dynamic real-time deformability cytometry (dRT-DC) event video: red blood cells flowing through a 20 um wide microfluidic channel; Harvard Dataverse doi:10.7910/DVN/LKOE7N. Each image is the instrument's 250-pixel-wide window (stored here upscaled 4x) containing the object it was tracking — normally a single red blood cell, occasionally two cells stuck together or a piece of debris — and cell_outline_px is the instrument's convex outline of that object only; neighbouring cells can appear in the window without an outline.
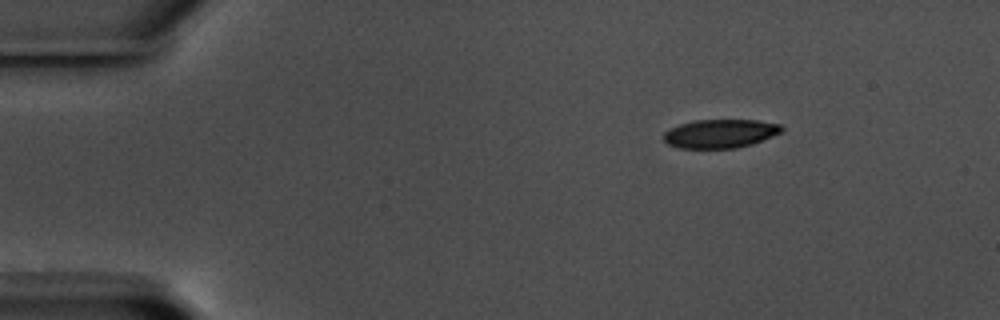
{"species": "common noctule bat (a hibernating species)", "species_latin": "Nyctalus noctula", "temperature_condition": "warm", "stored_images_in_passage": 50, "camera_frame_rate_fps": 3000, "um_per_image_px": 0.085, "animal": {"sex": "male", "body_mass_g": 17.5, "forearm_length_mm": 52.3}, "frame": {"image": 1, "passage_image": 1, "time_ms": 0.0, "image_size_px": [1000, 320], "cell_outline_px": [[784, 132], [752, 144], [736, 148], [680, 148], [668, 144], [664, 140], [664, 132], [668, 128], [692, 120], [756, 120], [780, 124], [784, 128]], "centroid_in_image_um": [61.23, 11.35], "position_along_channel_um": 23.8, "area_um2": 19.88}}
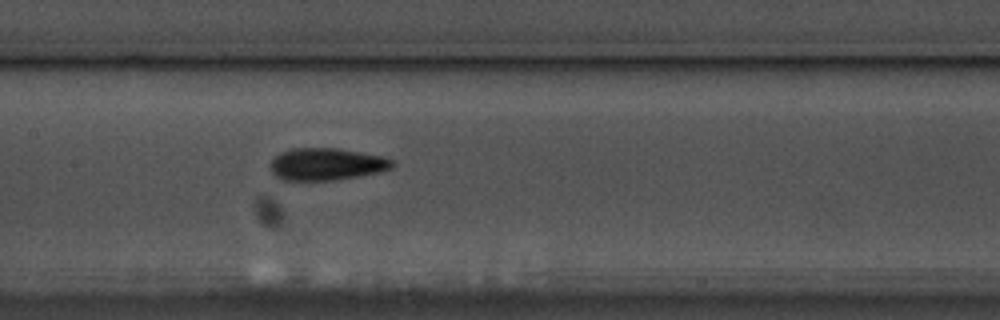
{"frame": {"image": 2, "passage_image": 21, "time_ms": 6.667, "image_size_px": [1000, 320], "cell_outline_px": [[396, 164], [392, 168], [380, 172], [360, 176], [332, 180], [280, 180], [272, 172], [272, 160], [280, 152], [288, 148], [340, 148], [384, 156], [392, 160]], "centroid_in_image_um": [27.79, 13.94], "position_along_channel_um": 179.6, "area_um2": 23.06}}
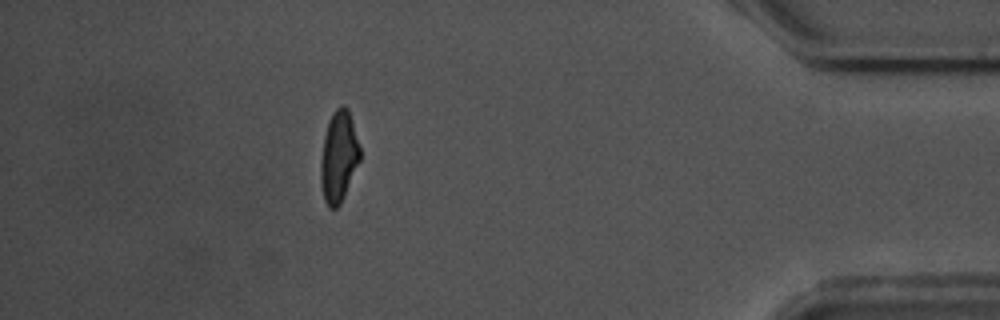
{"frame": {"image": 3, "passage_image": 44, "time_ms": 14.333, "image_size_px": [1000, 320], "cell_outline_px": [[360, 160], [344, 196], [340, 204], [336, 208], [328, 208], [324, 200], [320, 180], [320, 164], [324, 136], [328, 120], [332, 112], [340, 104], [344, 104], [348, 108], [352, 120], [360, 148]], "centroid_in_image_um": [28.78, 13.29], "position_along_channel_um": 406.4, "area_um2": 20.98}, "authors_computed_cell_mechanics": {"area_um2": 21.6461, "velocity_mm_per_s": 3.5623, "shape_relaxation_time_tau1_ms": 4.4067, "shape_relaxation_time_tau2_ms": 2.0351, "deformation_change_tau1": 0.1794, "deformation_change_tau2": 0.097}}